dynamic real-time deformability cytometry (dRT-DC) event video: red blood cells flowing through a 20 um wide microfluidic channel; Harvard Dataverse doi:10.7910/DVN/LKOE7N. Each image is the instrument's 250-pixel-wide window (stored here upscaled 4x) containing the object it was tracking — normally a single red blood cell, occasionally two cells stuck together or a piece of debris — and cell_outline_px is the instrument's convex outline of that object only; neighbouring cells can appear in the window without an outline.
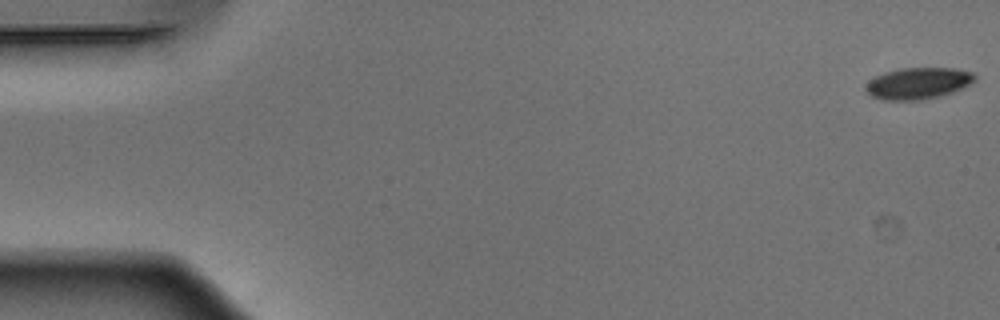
{"species": "Egyptian fruit bat (a non-hibernating species)", "species_latin": "Rousettus aegyptiacus", "temperature_condition": "warm", "stored_images_in_passage": 52, "camera_frame_rate_fps": 3000, "um_per_image_px": 0.085, "animal": {"sex": "male"}, "frame": {"image": 1, "passage_image": 1, "time_ms": 0.0, "image_size_px": [1000, 320], "cell_outline_px": [[976, 80], [952, 92], [920, 100], [884, 100], [872, 96], [864, 88], [864, 84], [868, 80], [884, 72], [900, 68], [956, 68], [976, 72]], "centroid_in_image_um": [78.02, 7.06], "position_along_channel_um": 7.0, "area_um2": 20.06}}
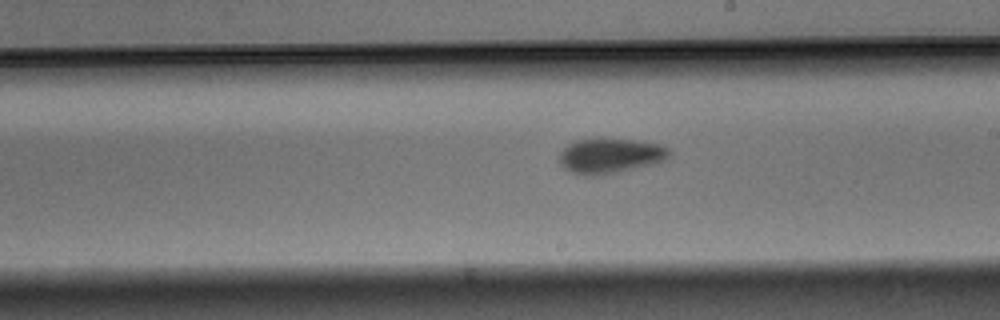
{"frame": {"image": 2, "passage_image": 30, "time_ms": 9.667, "image_size_px": [1000, 320], "cell_outline_px": [[668, 156], [664, 160], [656, 164], [620, 172], [600, 176], [584, 176], [572, 172], [564, 168], [560, 164], [560, 152], [568, 144], [576, 140], [600, 136], [632, 140], [660, 144], [668, 148]], "centroid_in_image_um": [51.84, 13.23], "position_along_channel_um": 237.2, "area_um2": 23.06}}
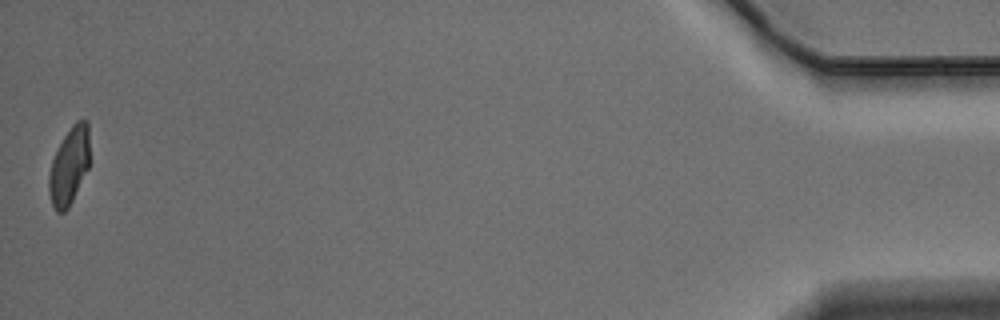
{"frame": {"image": 3, "passage_image": 52, "time_ms": 17.0, "image_size_px": [1000, 320], "cell_outline_px": [[88, 168], [68, 208], [64, 212], [56, 212], [52, 204], [48, 192], [48, 176], [52, 160], [64, 136], [72, 124], [76, 120], [88, 120]], "centroid_in_image_um": [5.86, 14.11], "position_along_channel_um": 429.3, "area_um2": 18.09}, "authors_computed_cell_mechanics": {"area_um2": 21.0103, "velocity_mm_per_s": 3.8864, "shape_relaxation_time_tau1_ms": 5.0783, "shape_relaxation_time_tau2_ms": 4.3137, "deformation_change_tau1": 0.1258, "deformation_change_tau2": 0.0885}}